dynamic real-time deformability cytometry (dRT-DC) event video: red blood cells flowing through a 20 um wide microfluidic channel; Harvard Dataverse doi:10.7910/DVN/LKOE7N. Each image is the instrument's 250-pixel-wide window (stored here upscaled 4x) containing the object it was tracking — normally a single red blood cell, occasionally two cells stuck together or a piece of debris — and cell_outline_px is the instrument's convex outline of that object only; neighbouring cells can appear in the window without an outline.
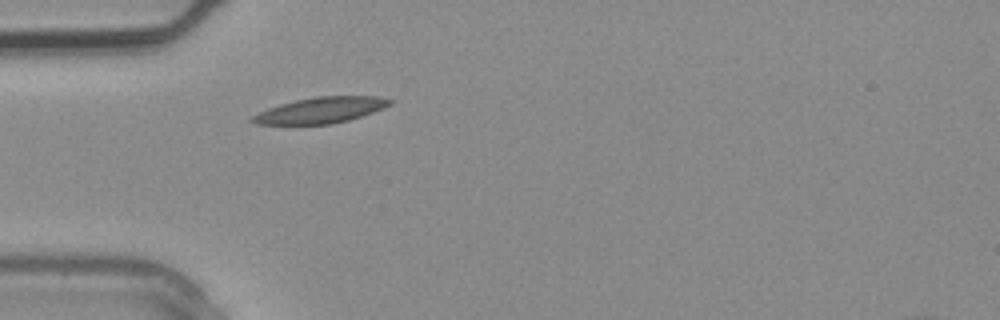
{"species": "common noctule bat (a hibernating species)", "species_latin": "Nyctalus noctula", "temperature_condition": "warm", "stored_images_in_passage": 1, "camera_frame_rate_fps": 3000, "um_per_image_px": 0.085, "animal": {"sex": "male", "body_mass_g": 20.4}, "frame": {"image": 1, "passage_image": 1, "time_ms": 0.0, "image_size_px": [1000, 320], "cell_outline_px": [[392, 104], [384, 108], [348, 120], [332, 124], [256, 124], [248, 120], [252, 116], [268, 108], [280, 104], [296, 100], [316, 96], [376, 96], [392, 100]], "centroid_in_image_um": [27.25, 9.36], "position_along_channel_um": 57.7, "area_um2": 20.58}}